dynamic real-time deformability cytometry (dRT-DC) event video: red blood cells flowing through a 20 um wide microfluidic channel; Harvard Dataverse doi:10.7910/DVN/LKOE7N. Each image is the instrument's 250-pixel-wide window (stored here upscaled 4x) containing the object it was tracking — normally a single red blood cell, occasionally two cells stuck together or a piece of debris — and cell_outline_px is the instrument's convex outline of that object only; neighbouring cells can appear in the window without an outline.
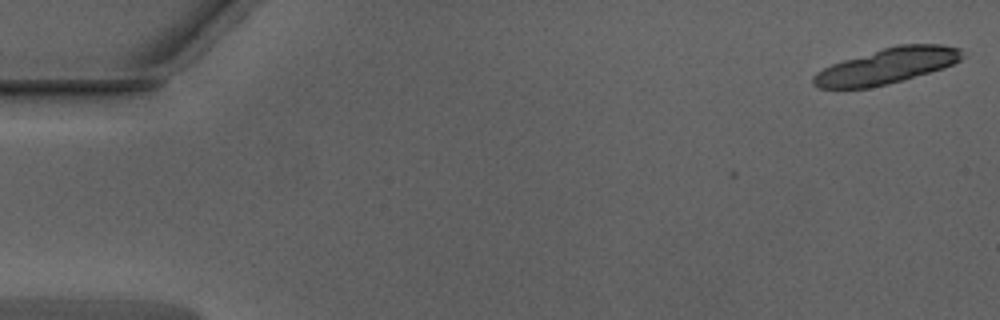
{"species": "Egyptian fruit bat (a non-hibernating species)", "species_latin": "Rousettus aegyptiacus", "temperature_condition": "warm", "stored_images_in_passage": 2, "camera_frame_rate_fps": 3000, "um_per_image_px": 0.085, "animal": {"sex": "male"}, "frame": {"image": 1, "passage_image": 2, "time_ms": 0.333, "image_size_px": [1000, 320], "cell_outline_px": [[964, 56], [960, 60], [944, 68], [888, 84], [868, 88], [820, 88], [812, 84], [812, 76], [816, 72], [832, 64], [844, 60], [896, 44], [940, 44], [960, 48]], "centroid_in_image_um": [75.39, 5.61], "position_along_channel_um": 9.6, "area_um2": 30.69}}